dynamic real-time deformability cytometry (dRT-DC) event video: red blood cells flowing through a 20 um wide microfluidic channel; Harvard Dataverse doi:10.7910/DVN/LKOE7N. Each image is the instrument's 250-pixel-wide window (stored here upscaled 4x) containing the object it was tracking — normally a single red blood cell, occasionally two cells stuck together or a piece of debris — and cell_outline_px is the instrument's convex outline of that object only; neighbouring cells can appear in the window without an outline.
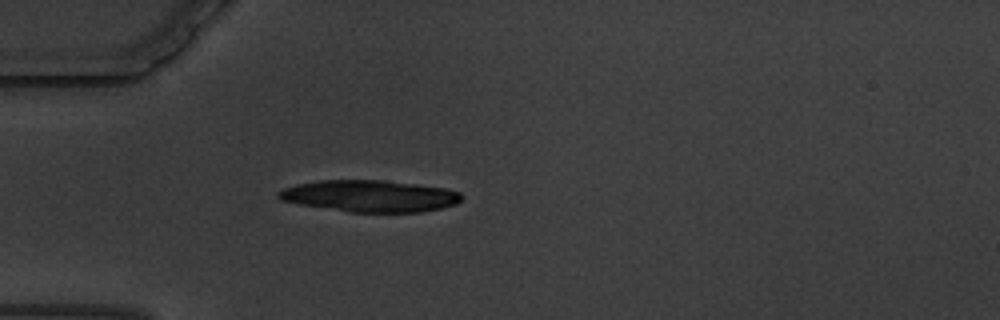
{"species": "common noctule bat (a hibernating species)", "species_latin": "Nyctalus noctula", "temperature_condition": "warm", "stored_images_in_passage": 43, "camera_frame_rate_fps": 3000, "um_per_image_px": 0.085, "animal": {"sex": "male", "body_mass_g": 19.5, "forearm_length_mm": 54.6}, "frame": {"image": 1, "passage_image": 1, "time_ms": 0.0, "image_size_px": [1000, 320], "cell_outline_px": [[464, 196], [456, 204], [440, 208], [420, 212], [348, 212], [300, 204], [280, 200], [276, 196], [276, 192], [284, 188], [296, 184], [320, 180], [380, 180], [416, 184], [444, 188], [460, 192]], "centroid_in_image_um": [31.41, 16.66], "position_along_channel_um": 53.6, "area_um2": 33.81}}